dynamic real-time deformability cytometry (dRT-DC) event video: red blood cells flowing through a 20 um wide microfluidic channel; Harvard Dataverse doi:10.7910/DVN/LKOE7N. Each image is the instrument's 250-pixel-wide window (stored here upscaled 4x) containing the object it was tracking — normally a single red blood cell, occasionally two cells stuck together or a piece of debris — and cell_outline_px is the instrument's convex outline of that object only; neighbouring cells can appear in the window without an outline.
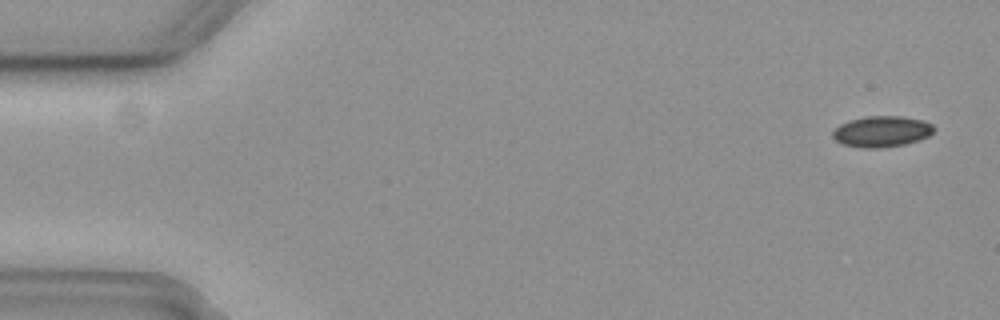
{"species": "common noctule bat (a hibernating species)", "species_latin": "Nyctalus noctula", "temperature_condition": "cold", "stored_images_in_passage": 2, "camera_frame_rate_fps": 3000, "um_per_image_px": 0.085, "animal": {"sex": "female", "body_mass_g": 19.3, "forearm_length_mm": 54.1}, "frame": {"image": 1, "passage_image": 1, "time_ms": 0.0, "image_size_px": [1000, 320], "cell_outline_px": [[932, 132], [928, 136], [904, 144], [880, 148], [864, 148], [844, 144], [836, 140], [832, 136], [832, 132], [840, 124], [848, 120], [864, 116], [900, 116], [920, 120], [932, 124]], "centroid_in_image_um": [74.89, 11.17], "position_along_channel_um": 10.1, "area_um2": 17.98}}